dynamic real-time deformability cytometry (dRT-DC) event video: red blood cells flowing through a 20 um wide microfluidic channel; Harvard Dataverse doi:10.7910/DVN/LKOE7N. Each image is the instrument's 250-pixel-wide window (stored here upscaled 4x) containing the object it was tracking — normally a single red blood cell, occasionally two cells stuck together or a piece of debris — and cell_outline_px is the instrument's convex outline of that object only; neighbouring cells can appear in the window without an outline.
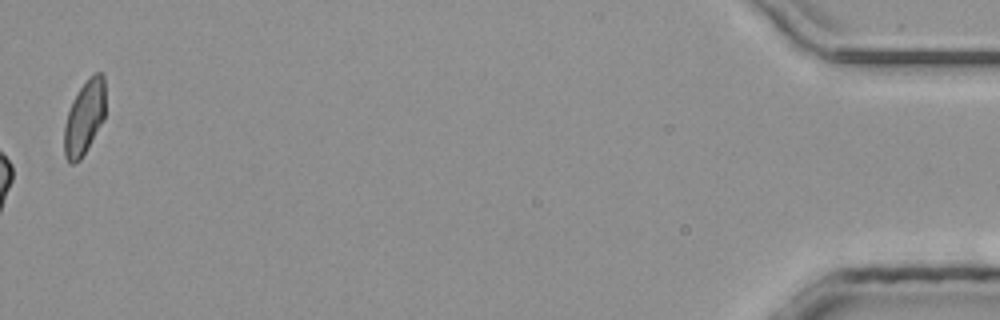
{"species": "common noctule bat (a hibernating species)", "species_latin": "Nyctalus noctula", "temperature_condition": "room temperature", "stored_images_in_passage": 41, "camera_frame_rate_fps": 3000, "um_per_image_px": 0.085, "animal": {"sex": "male", "body_mass_g": 20.4}, "frame": {"image": 1, "passage_image": 41, "time_ms": 13.333, "image_size_px": [1000, 320], "cell_outline_px": [[104, 120], [80, 160], [76, 164], [68, 164], [64, 156], [64, 124], [72, 100], [88, 76], [96, 72], [100, 72], [104, 76]], "centroid_in_image_um": [7.15, 10.01], "position_along_channel_um": 428.0, "area_um2": 17.92}}